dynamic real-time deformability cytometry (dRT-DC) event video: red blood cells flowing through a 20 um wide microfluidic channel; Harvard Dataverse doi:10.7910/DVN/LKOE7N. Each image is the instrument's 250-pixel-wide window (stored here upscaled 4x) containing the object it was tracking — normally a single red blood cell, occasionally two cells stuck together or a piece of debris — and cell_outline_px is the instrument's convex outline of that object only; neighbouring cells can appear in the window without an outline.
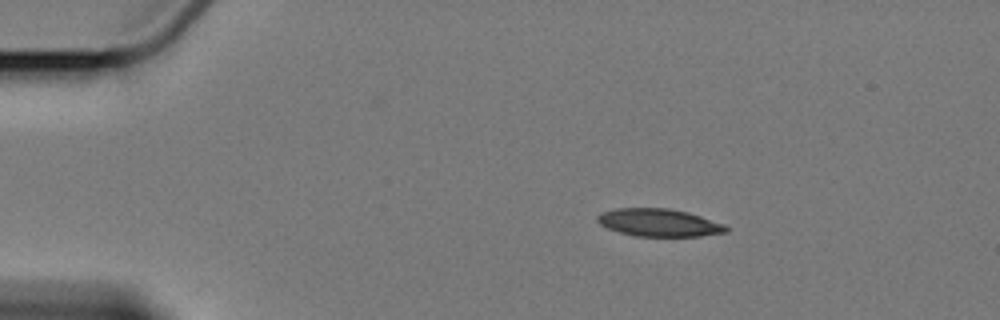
{"species": "Egyptian fruit bat (a non-hibernating species)", "species_latin": "Rousettus aegyptiacus", "temperature_condition": "cold", "stored_images_in_passage": 4, "camera_frame_rate_fps": 3000, "um_per_image_px": 0.085, "animal": {"sex": "female"}, "frame": {"image": 1, "passage_image": 2, "time_ms": 1.333, "image_size_px": [1000, 320], "cell_outline_px": [[728, 232], [700, 236], [636, 236], [620, 232], [608, 228], [600, 224], [596, 220], [596, 216], [600, 212], [616, 208], [668, 208], [688, 212], [724, 224], [728, 228]], "centroid_in_image_um": [55.99, 18.92], "position_along_channel_um": 29.0, "area_um2": 20.75}}